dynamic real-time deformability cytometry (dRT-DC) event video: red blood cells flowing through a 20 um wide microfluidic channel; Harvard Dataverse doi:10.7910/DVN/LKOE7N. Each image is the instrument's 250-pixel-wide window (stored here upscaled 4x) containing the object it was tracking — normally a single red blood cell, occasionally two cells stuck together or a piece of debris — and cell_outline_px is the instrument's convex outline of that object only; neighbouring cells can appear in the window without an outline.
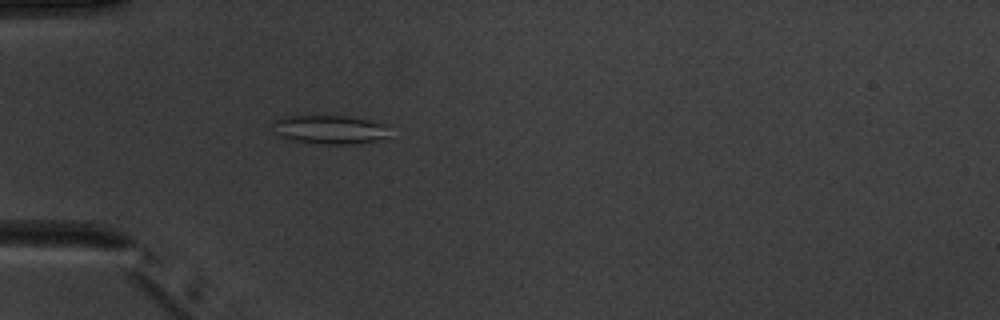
{"species": "common noctule bat (a hibernating species)", "species_latin": "Nyctalus noctula", "temperature_condition": "warm", "stored_images_in_passage": 1, "camera_frame_rate_fps": 3000, "um_per_image_px": 0.085, "animal": {"sex": "male", "body_mass_g": 20.1, "forearm_length_mm": 53.5}, "frame": {"image": 1, "passage_image": 1, "time_ms": 0.0, "image_size_px": [1000, 320], "cell_outline_px": [[388, 136], [376, 140], [352, 144], [324, 144], [288, 140], [272, 132], [272, 120], [284, 116], [300, 112], [344, 116], [368, 120], [388, 124]], "centroid_in_image_um": [27.89, 10.96], "position_along_channel_um": 57.1, "area_um2": 20.63}}